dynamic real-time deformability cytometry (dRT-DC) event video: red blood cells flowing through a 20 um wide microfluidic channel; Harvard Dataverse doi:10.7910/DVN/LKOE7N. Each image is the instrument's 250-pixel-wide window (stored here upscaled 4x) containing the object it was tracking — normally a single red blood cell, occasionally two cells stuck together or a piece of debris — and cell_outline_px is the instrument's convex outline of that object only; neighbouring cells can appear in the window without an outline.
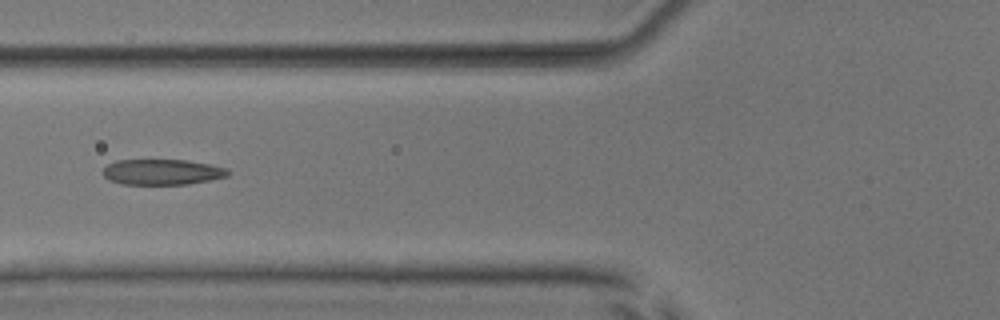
{"species": "common noctule bat (a hibernating species)", "species_latin": "Nyctalus noctula", "temperature_condition": "room temperature", "stored_images_in_passage": 27, "camera_frame_rate_fps": 3000, "um_per_image_px": 0.085, "animal": {"sex": "male", "body_mass_g": 17.9, "forearm_length_mm": 54.2}, "frame": {"image": 1, "passage_image": 15, "time_ms": 4.667, "image_size_px": [1000, 320], "cell_outline_px": [[232, 172], [228, 176], [188, 184], [120, 184], [108, 180], [100, 172], [108, 164], [116, 160], [188, 160], [228, 168]], "centroid_in_image_um": [13.77, 14.62], "position_along_channel_um": 112.0, "area_um2": 18.79}}
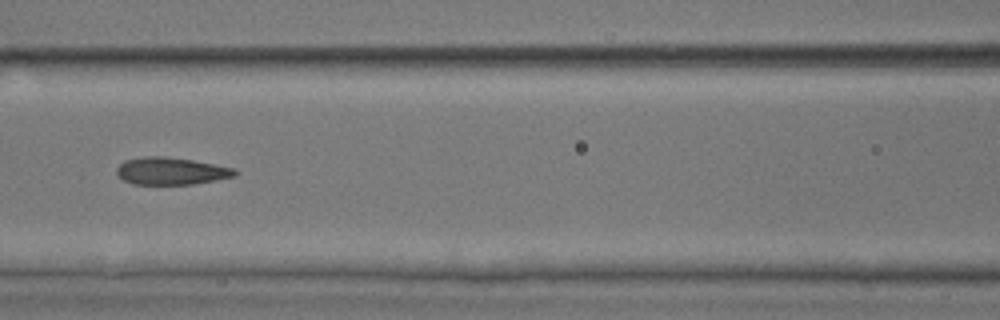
{"frame": {"image": 2, "passage_image": 18, "time_ms": 5.667, "image_size_px": [1000, 320], "cell_outline_px": [[236, 176], [216, 180], [192, 184], [132, 184], [124, 180], [116, 172], [116, 168], [124, 160], [148, 156], [164, 156], [192, 160], [216, 164], [232, 168], [236, 172]], "centroid_in_image_um": [14.53, 14.54], "position_along_channel_um": 152.1, "area_um2": 18.67}}